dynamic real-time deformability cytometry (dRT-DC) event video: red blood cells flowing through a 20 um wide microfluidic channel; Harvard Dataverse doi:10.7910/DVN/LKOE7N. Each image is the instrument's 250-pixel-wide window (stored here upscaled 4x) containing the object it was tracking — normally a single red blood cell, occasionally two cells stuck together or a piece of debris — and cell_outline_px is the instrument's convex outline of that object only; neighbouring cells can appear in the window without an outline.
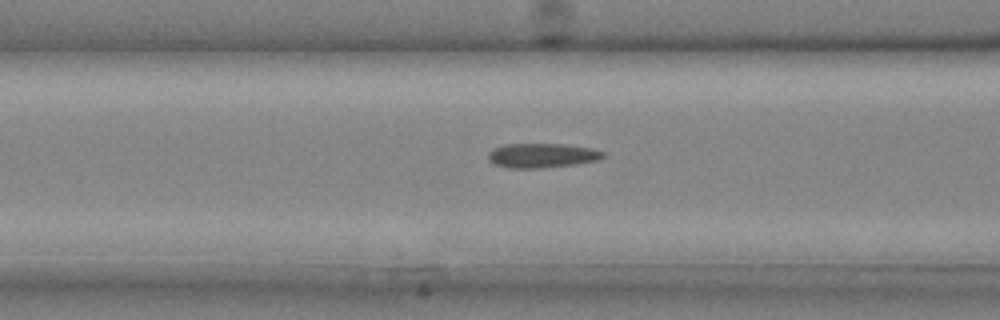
{"species": "common noctule bat (a hibernating species)", "species_latin": "Nyctalus noctula", "temperature_condition": "cold", "stored_images_in_passage": 32, "camera_frame_rate_fps": 3000, "um_per_image_px": 0.085, "animal": {"sex": "male", "body_mass_g": 20.4}, "frame": {"image": 1, "passage_image": 13, "time_ms": 4.0, "image_size_px": [1000, 320], "cell_outline_px": [[608, 156], [600, 160], [576, 164], [544, 168], [508, 168], [496, 164], [488, 160], [488, 152], [492, 148], [504, 144], [564, 144], [592, 148], [604, 152]], "centroid_in_image_um": [46.1, 13.22], "position_along_channel_um": 120.5, "area_um2": 16.65}}
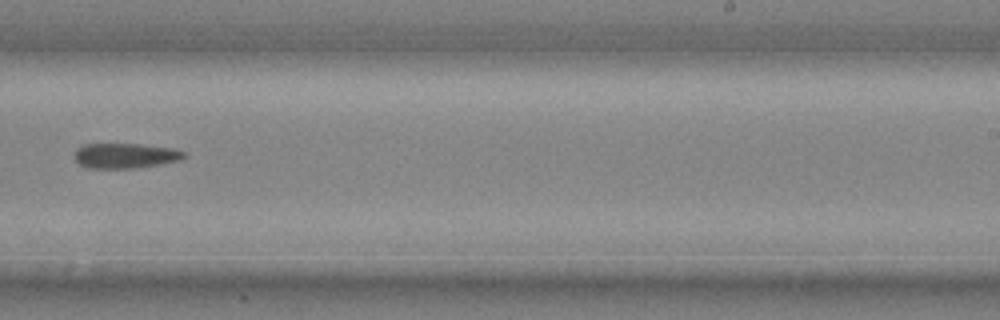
{"frame": {"image": 2, "passage_image": 21, "time_ms": 6.667, "image_size_px": [1000, 320], "cell_outline_px": [[188, 156], [180, 160], [160, 164], [132, 168], [88, 168], [80, 164], [72, 156], [76, 148], [84, 144], [140, 144], [172, 148], [184, 152]], "centroid_in_image_um": [10.62, 13.23], "position_along_channel_um": 278.4, "area_um2": 16.07}}
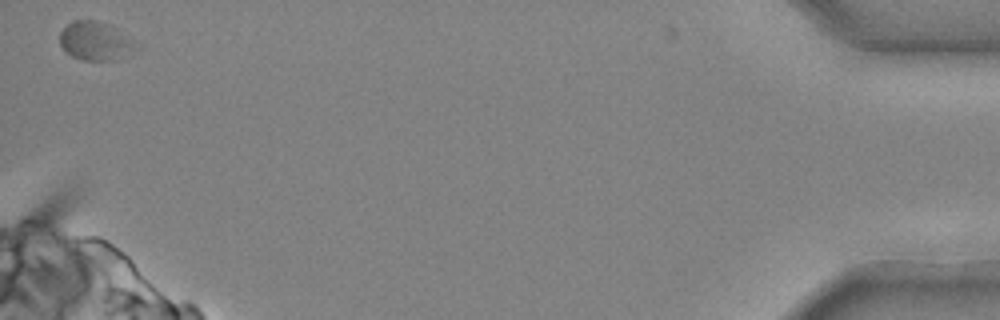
{"frame": {"image": 3, "passage_image": 32, "time_ms": 10.333, "image_size_px": [1000, 320], "cell_outline_px": [[132, 44], [108, 60], [84, 60], [72, 56], [60, 44], [60, 32], [68, 24], [76, 20], [96, 20], [108, 24], [128, 40]], "centroid_in_image_um": [7.85, 3.43], "position_along_channel_um": 427.3, "area_um2": 15.26}}